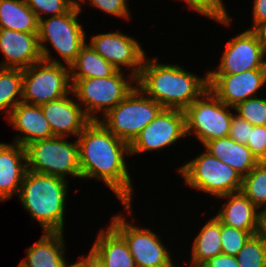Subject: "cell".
Wrapping results in <instances>:
<instances>
[{"instance_id":"6da1fadb","label":"cell","mask_w":266,"mask_h":267,"mask_svg":"<svg viewBox=\"0 0 266 267\" xmlns=\"http://www.w3.org/2000/svg\"><path fill=\"white\" fill-rule=\"evenodd\" d=\"M82 178H98L115 193L131 213L132 184L124 160L129 144L112 134L99 120H92L77 138Z\"/></svg>"},{"instance_id":"7a4b0ae2","label":"cell","mask_w":266,"mask_h":267,"mask_svg":"<svg viewBox=\"0 0 266 267\" xmlns=\"http://www.w3.org/2000/svg\"><path fill=\"white\" fill-rule=\"evenodd\" d=\"M157 58L144 59L137 87L163 108L184 111L209 87L208 72L203 78L187 72L182 66L159 64Z\"/></svg>"},{"instance_id":"3957f363","label":"cell","mask_w":266,"mask_h":267,"mask_svg":"<svg viewBox=\"0 0 266 267\" xmlns=\"http://www.w3.org/2000/svg\"><path fill=\"white\" fill-rule=\"evenodd\" d=\"M67 180L27 170L18 198L44 232H63Z\"/></svg>"},{"instance_id":"277c9868","label":"cell","mask_w":266,"mask_h":267,"mask_svg":"<svg viewBox=\"0 0 266 267\" xmlns=\"http://www.w3.org/2000/svg\"><path fill=\"white\" fill-rule=\"evenodd\" d=\"M82 5L77 3L69 12L39 20L38 42L42 60L50 63H61L57 58H50V51L44 45L49 42L62 57L67 66H70L86 44L85 31L78 22L82 12Z\"/></svg>"},{"instance_id":"5b68a950","label":"cell","mask_w":266,"mask_h":267,"mask_svg":"<svg viewBox=\"0 0 266 267\" xmlns=\"http://www.w3.org/2000/svg\"><path fill=\"white\" fill-rule=\"evenodd\" d=\"M163 107L136 87L99 121L117 138L131 144Z\"/></svg>"},{"instance_id":"8992f818","label":"cell","mask_w":266,"mask_h":267,"mask_svg":"<svg viewBox=\"0 0 266 267\" xmlns=\"http://www.w3.org/2000/svg\"><path fill=\"white\" fill-rule=\"evenodd\" d=\"M54 136L37 140L25 147L27 170L66 179L67 175L82 178L77 140Z\"/></svg>"},{"instance_id":"52a82bcc","label":"cell","mask_w":266,"mask_h":267,"mask_svg":"<svg viewBox=\"0 0 266 267\" xmlns=\"http://www.w3.org/2000/svg\"><path fill=\"white\" fill-rule=\"evenodd\" d=\"M123 71L117 70L106 78L70 79L75 97L85 105L84 112L91 120H99L101 116L95 113L102 112L103 116L120 103L136 86V77L132 74L124 77ZM132 80V81H131Z\"/></svg>"},{"instance_id":"ba28073f","label":"cell","mask_w":266,"mask_h":267,"mask_svg":"<svg viewBox=\"0 0 266 267\" xmlns=\"http://www.w3.org/2000/svg\"><path fill=\"white\" fill-rule=\"evenodd\" d=\"M178 171L186 185L216 198L241 191L242 176L207 151L181 166Z\"/></svg>"},{"instance_id":"9c48e42d","label":"cell","mask_w":266,"mask_h":267,"mask_svg":"<svg viewBox=\"0 0 266 267\" xmlns=\"http://www.w3.org/2000/svg\"><path fill=\"white\" fill-rule=\"evenodd\" d=\"M22 70V102L41 106L73 93L69 66L41 60Z\"/></svg>"},{"instance_id":"30bf717a","label":"cell","mask_w":266,"mask_h":267,"mask_svg":"<svg viewBox=\"0 0 266 267\" xmlns=\"http://www.w3.org/2000/svg\"><path fill=\"white\" fill-rule=\"evenodd\" d=\"M209 89L185 110L186 136L193 134L206 142L229 136L233 112ZM193 132V133H192Z\"/></svg>"},{"instance_id":"8fae6325","label":"cell","mask_w":266,"mask_h":267,"mask_svg":"<svg viewBox=\"0 0 266 267\" xmlns=\"http://www.w3.org/2000/svg\"><path fill=\"white\" fill-rule=\"evenodd\" d=\"M124 215L111 218V226L124 238L136 267H174L170 252L150 228L126 222Z\"/></svg>"},{"instance_id":"7c38bea8","label":"cell","mask_w":266,"mask_h":267,"mask_svg":"<svg viewBox=\"0 0 266 267\" xmlns=\"http://www.w3.org/2000/svg\"><path fill=\"white\" fill-rule=\"evenodd\" d=\"M186 136L185 113L163 108L129 145L130 154L160 150Z\"/></svg>"},{"instance_id":"4fadbf2b","label":"cell","mask_w":266,"mask_h":267,"mask_svg":"<svg viewBox=\"0 0 266 267\" xmlns=\"http://www.w3.org/2000/svg\"><path fill=\"white\" fill-rule=\"evenodd\" d=\"M266 55L255 34L246 30L227 41L218 69L208 75L240 74L252 69H266Z\"/></svg>"},{"instance_id":"5bb4252c","label":"cell","mask_w":266,"mask_h":267,"mask_svg":"<svg viewBox=\"0 0 266 267\" xmlns=\"http://www.w3.org/2000/svg\"><path fill=\"white\" fill-rule=\"evenodd\" d=\"M89 46L117 70H121L123 65L132 67L130 73L134 77L137 78L140 74L145 51L135 38L117 31L96 34L91 37Z\"/></svg>"},{"instance_id":"9a60e30c","label":"cell","mask_w":266,"mask_h":267,"mask_svg":"<svg viewBox=\"0 0 266 267\" xmlns=\"http://www.w3.org/2000/svg\"><path fill=\"white\" fill-rule=\"evenodd\" d=\"M208 89L223 103L235 107L252 97L266 83V69H252L240 74L208 75Z\"/></svg>"},{"instance_id":"2e32d148","label":"cell","mask_w":266,"mask_h":267,"mask_svg":"<svg viewBox=\"0 0 266 267\" xmlns=\"http://www.w3.org/2000/svg\"><path fill=\"white\" fill-rule=\"evenodd\" d=\"M66 95L60 99L41 105L44 117L49 122L53 136L76 138L92 121L81 106Z\"/></svg>"},{"instance_id":"e0dca14e","label":"cell","mask_w":266,"mask_h":267,"mask_svg":"<svg viewBox=\"0 0 266 267\" xmlns=\"http://www.w3.org/2000/svg\"><path fill=\"white\" fill-rule=\"evenodd\" d=\"M0 51L5 60L1 68H28L42 60L38 34L0 29Z\"/></svg>"},{"instance_id":"ac0fdd59","label":"cell","mask_w":266,"mask_h":267,"mask_svg":"<svg viewBox=\"0 0 266 267\" xmlns=\"http://www.w3.org/2000/svg\"><path fill=\"white\" fill-rule=\"evenodd\" d=\"M6 118L16 131L25 134L14 138L15 143L23 147L37 140L54 137L41 106L21 101L11 110L10 115Z\"/></svg>"},{"instance_id":"d6986e66","label":"cell","mask_w":266,"mask_h":267,"mask_svg":"<svg viewBox=\"0 0 266 267\" xmlns=\"http://www.w3.org/2000/svg\"><path fill=\"white\" fill-rule=\"evenodd\" d=\"M27 172L25 147L18 143H0V201L18 195Z\"/></svg>"},{"instance_id":"ffe728a7","label":"cell","mask_w":266,"mask_h":267,"mask_svg":"<svg viewBox=\"0 0 266 267\" xmlns=\"http://www.w3.org/2000/svg\"><path fill=\"white\" fill-rule=\"evenodd\" d=\"M63 232H44L33 246L27 249L18 267H66Z\"/></svg>"},{"instance_id":"44dd1931","label":"cell","mask_w":266,"mask_h":267,"mask_svg":"<svg viewBox=\"0 0 266 267\" xmlns=\"http://www.w3.org/2000/svg\"><path fill=\"white\" fill-rule=\"evenodd\" d=\"M204 147L212 156L228 164L242 177L259 162L246 145L236 142L229 136L212 139L206 142Z\"/></svg>"},{"instance_id":"7402d4cb","label":"cell","mask_w":266,"mask_h":267,"mask_svg":"<svg viewBox=\"0 0 266 267\" xmlns=\"http://www.w3.org/2000/svg\"><path fill=\"white\" fill-rule=\"evenodd\" d=\"M227 198L216 217L222 224L248 231L252 236L257 226V210H259L241 191L223 195Z\"/></svg>"},{"instance_id":"603a6c76","label":"cell","mask_w":266,"mask_h":267,"mask_svg":"<svg viewBox=\"0 0 266 267\" xmlns=\"http://www.w3.org/2000/svg\"><path fill=\"white\" fill-rule=\"evenodd\" d=\"M92 249L106 267H136L126 241L111 225L100 231Z\"/></svg>"},{"instance_id":"cb8c5ba5","label":"cell","mask_w":266,"mask_h":267,"mask_svg":"<svg viewBox=\"0 0 266 267\" xmlns=\"http://www.w3.org/2000/svg\"><path fill=\"white\" fill-rule=\"evenodd\" d=\"M0 29L38 34L39 19L24 0H0Z\"/></svg>"},{"instance_id":"d4e9b609","label":"cell","mask_w":266,"mask_h":267,"mask_svg":"<svg viewBox=\"0 0 266 267\" xmlns=\"http://www.w3.org/2000/svg\"><path fill=\"white\" fill-rule=\"evenodd\" d=\"M69 68L70 79L106 78L117 71L87 43L81 48Z\"/></svg>"},{"instance_id":"484cf974","label":"cell","mask_w":266,"mask_h":267,"mask_svg":"<svg viewBox=\"0 0 266 267\" xmlns=\"http://www.w3.org/2000/svg\"><path fill=\"white\" fill-rule=\"evenodd\" d=\"M191 262L204 264L209 259L223 253L221 247V221L214 218L207 221L192 245Z\"/></svg>"},{"instance_id":"4316f807","label":"cell","mask_w":266,"mask_h":267,"mask_svg":"<svg viewBox=\"0 0 266 267\" xmlns=\"http://www.w3.org/2000/svg\"><path fill=\"white\" fill-rule=\"evenodd\" d=\"M23 70L0 67V111L10 115L11 110L22 101ZM20 98L17 100L15 97Z\"/></svg>"},{"instance_id":"83f0119b","label":"cell","mask_w":266,"mask_h":267,"mask_svg":"<svg viewBox=\"0 0 266 267\" xmlns=\"http://www.w3.org/2000/svg\"><path fill=\"white\" fill-rule=\"evenodd\" d=\"M241 192L258 208L266 207V161L242 177Z\"/></svg>"},{"instance_id":"f1b7e54d","label":"cell","mask_w":266,"mask_h":267,"mask_svg":"<svg viewBox=\"0 0 266 267\" xmlns=\"http://www.w3.org/2000/svg\"><path fill=\"white\" fill-rule=\"evenodd\" d=\"M238 267H266V244L251 236L236 255Z\"/></svg>"},{"instance_id":"f546056e","label":"cell","mask_w":266,"mask_h":267,"mask_svg":"<svg viewBox=\"0 0 266 267\" xmlns=\"http://www.w3.org/2000/svg\"><path fill=\"white\" fill-rule=\"evenodd\" d=\"M233 109L252 126H266V98L252 97L238 103Z\"/></svg>"},{"instance_id":"4dcf8cb0","label":"cell","mask_w":266,"mask_h":267,"mask_svg":"<svg viewBox=\"0 0 266 267\" xmlns=\"http://www.w3.org/2000/svg\"><path fill=\"white\" fill-rule=\"evenodd\" d=\"M252 235L221 223V247L225 254L236 256Z\"/></svg>"},{"instance_id":"1f68e13d","label":"cell","mask_w":266,"mask_h":267,"mask_svg":"<svg viewBox=\"0 0 266 267\" xmlns=\"http://www.w3.org/2000/svg\"><path fill=\"white\" fill-rule=\"evenodd\" d=\"M185 2L197 13L215 19L224 25H230V17L221 0H185Z\"/></svg>"},{"instance_id":"d6a6232c","label":"cell","mask_w":266,"mask_h":267,"mask_svg":"<svg viewBox=\"0 0 266 267\" xmlns=\"http://www.w3.org/2000/svg\"><path fill=\"white\" fill-rule=\"evenodd\" d=\"M28 7L42 19L43 14H52V16L61 15L69 12L77 2L75 0H24Z\"/></svg>"},{"instance_id":"836d02e7","label":"cell","mask_w":266,"mask_h":267,"mask_svg":"<svg viewBox=\"0 0 266 267\" xmlns=\"http://www.w3.org/2000/svg\"><path fill=\"white\" fill-rule=\"evenodd\" d=\"M246 146L258 161H266V126H253Z\"/></svg>"},{"instance_id":"e575fe53","label":"cell","mask_w":266,"mask_h":267,"mask_svg":"<svg viewBox=\"0 0 266 267\" xmlns=\"http://www.w3.org/2000/svg\"><path fill=\"white\" fill-rule=\"evenodd\" d=\"M80 1L85 2L87 0ZM88 2L92 7H97L105 13L129 20L130 13L126 0H88Z\"/></svg>"},{"instance_id":"d590c367","label":"cell","mask_w":266,"mask_h":267,"mask_svg":"<svg viewBox=\"0 0 266 267\" xmlns=\"http://www.w3.org/2000/svg\"><path fill=\"white\" fill-rule=\"evenodd\" d=\"M252 128L253 126L248 121L242 119L237 114H233L229 137L240 144L246 145L249 139L250 129Z\"/></svg>"},{"instance_id":"8d00e7d4","label":"cell","mask_w":266,"mask_h":267,"mask_svg":"<svg viewBox=\"0 0 266 267\" xmlns=\"http://www.w3.org/2000/svg\"><path fill=\"white\" fill-rule=\"evenodd\" d=\"M205 267H238L236 256L221 253L204 263Z\"/></svg>"},{"instance_id":"74e56055","label":"cell","mask_w":266,"mask_h":267,"mask_svg":"<svg viewBox=\"0 0 266 267\" xmlns=\"http://www.w3.org/2000/svg\"><path fill=\"white\" fill-rule=\"evenodd\" d=\"M80 260L76 262L80 267H106L104 261L92 248L87 257L82 256Z\"/></svg>"},{"instance_id":"f35d334b","label":"cell","mask_w":266,"mask_h":267,"mask_svg":"<svg viewBox=\"0 0 266 267\" xmlns=\"http://www.w3.org/2000/svg\"><path fill=\"white\" fill-rule=\"evenodd\" d=\"M262 208L260 212L257 211V226L254 235L266 244V207Z\"/></svg>"},{"instance_id":"ab89813d","label":"cell","mask_w":266,"mask_h":267,"mask_svg":"<svg viewBox=\"0 0 266 267\" xmlns=\"http://www.w3.org/2000/svg\"><path fill=\"white\" fill-rule=\"evenodd\" d=\"M253 27L266 19V0H253Z\"/></svg>"},{"instance_id":"60d3db41","label":"cell","mask_w":266,"mask_h":267,"mask_svg":"<svg viewBox=\"0 0 266 267\" xmlns=\"http://www.w3.org/2000/svg\"><path fill=\"white\" fill-rule=\"evenodd\" d=\"M250 30L255 34L258 41L261 43L263 49L266 52V19L257 23Z\"/></svg>"},{"instance_id":"b9f144b4","label":"cell","mask_w":266,"mask_h":267,"mask_svg":"<svg viewBox=\"0 0 266 267\" xmlns=\"http://www.w3.org/2000/svg\"><path fill=\"white\" fill-rule=\"evenodd\" d=\"M190 267H205V266L204 264H196V263L191 262Z\"/></svg>"},{"instance_id":"7bdbcfd3","label":"cell","mask_w":266,"mask_h":267,"mask_svg":"<svg viewBox=\"0 0 266 267\" xmlns=\"http://www.w3.org/2000/svg\"><path fill=\"white\" fill-rule=\"evenodd\" d=\"M66 267H80L77 263L71 264V265H67Z\"/></svg>"}]
</instances>
